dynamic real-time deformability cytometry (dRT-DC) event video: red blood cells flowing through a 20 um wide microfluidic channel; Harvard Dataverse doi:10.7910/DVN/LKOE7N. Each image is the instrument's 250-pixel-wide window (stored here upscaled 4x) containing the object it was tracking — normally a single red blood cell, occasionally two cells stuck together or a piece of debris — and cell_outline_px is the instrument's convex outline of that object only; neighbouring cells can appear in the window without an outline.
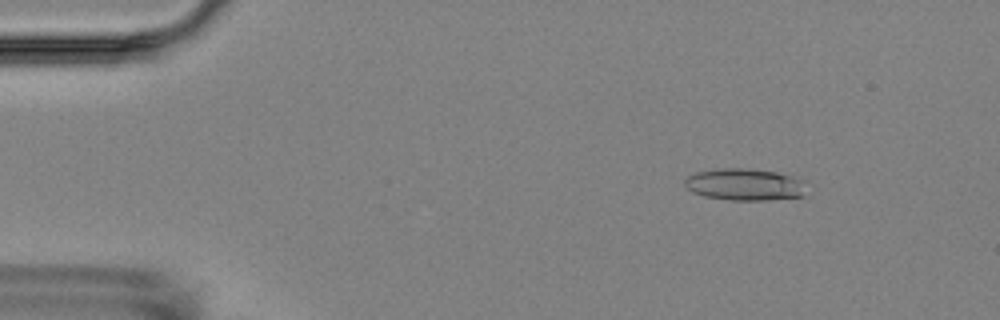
{"species": "Egyptian fruit bat (a non-hibernating species)", "species_latin": "Rousettus aegyptiacus", "temperature_condition": "room temperature", "stored_images_in_passage": 14, "camera_frame_rate_fps": 3000, "um_per_image_px": 0.085, "animal": {"sex": "female"}, "frame": {"image": 1, "passage_image": 1, "time_ms": 0.0, "image_size_px": [1000, 320], "cell_outline_px": [[812, 184], [804, 196], [768, 200], [732, 200], [704, 196], [692, 192], [684, 184], [684, 180], [688, 176], [696, 172], [716, 168], [748, 168], [776, 172], [792, 176], [804, 180]], "centroid_in_image_um": [63.39, 15.68], "position_along_channel_um": 21.6, "area_um2": 23.18}}
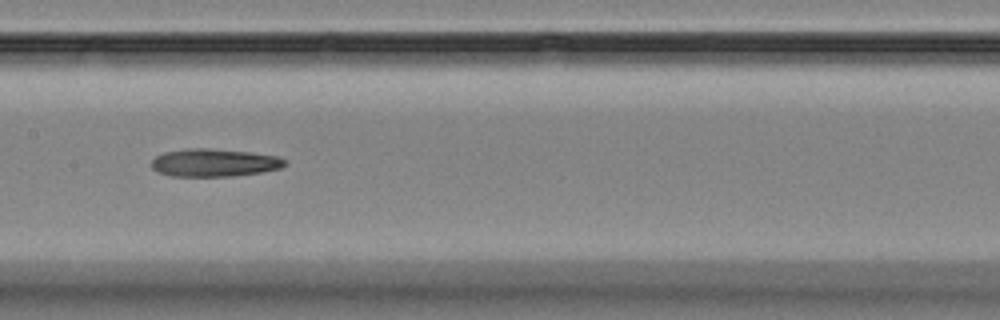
{"frame": {"image": 2, "passage_image": 7, "time_ms": 7.0, "image_size_px": [1000, 320], "cell_outline_px": [[288, 164], [280, 168], [264, 172], [232, 176], [172, 176], [156, 172], [152, 168], [152, 160], [156, 156], [164, 152], [188, 148], [208, 148], [252, 152], [276, 156], [284, 160]], "centroid_in_image_um": [18.2, 13.83], "position_along_channel_um": 189.2, "area_um2": 21.73}}
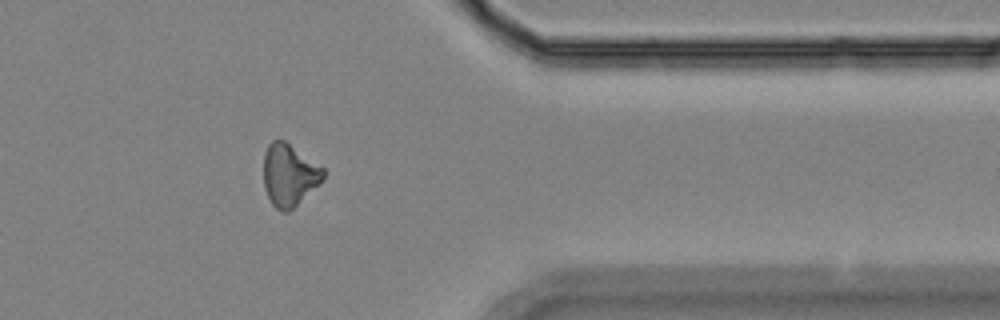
{"frame": {"image": 3, "passage_image": 12, "time_ms": 13.0, "image_size_px": [1000, 320], "cell_outline_px": [[324, 176], [288, 212], [280, 212], [272, 204], [264, 188], [264, 152], [268, 144], [272, 140], [284, 140], [324, 168]], "centroid_in_image_um": [24.53, 14.85], "position_along_channel_um": 386.9, "area_um2": 21.04}, "authors_computed_cell_mechanics": {"area_um2": 21.9351, "velocity_mm_per_s": 3.5277, "shape_relaxation_time_tau1_ms": 5.2128, "shape_relaxation_time_tau2_ms": null, "deformation_change_tau1": 0.1209, "deformation_change_tau2": null}}